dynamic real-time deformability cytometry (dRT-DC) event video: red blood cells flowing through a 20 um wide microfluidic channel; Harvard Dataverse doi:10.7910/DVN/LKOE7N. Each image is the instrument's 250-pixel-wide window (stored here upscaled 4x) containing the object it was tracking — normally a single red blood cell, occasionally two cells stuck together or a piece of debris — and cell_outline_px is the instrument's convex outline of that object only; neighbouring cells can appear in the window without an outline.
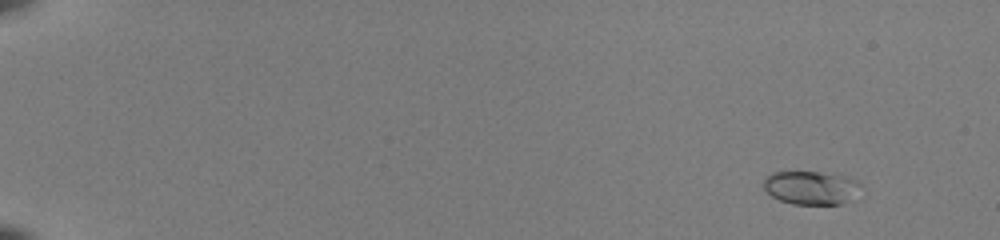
{"species": "common noctule bat (a hibernating species)", "species_latin": "Nyctalus noctula", "temperature_condition": "room temperature", "stored_images_in_passage": 50, "camera_frame_rate_fps": 3000, "um_per_image_px": 0.085, "animal": {"sex": "female", "body_mass_g": 22.0, "forearm_length_mm": 56.7}, "frame": {"image": 1, "passage_image": 1, "time_ms": 0.0, "image_size_px": [1000, 240], "cell_outline_px": [[860, 184], [848, 200], [840, 204], [792, 204], [780, 200], [772, 196], [764, 188], [764, 180], [772, 172], [820, 172], [844, 176], [856, 180]], "centroid_in_image_um": [68.87, 15.95], "position_along_channel_um": 16.1, "area_um2": 18.44}}
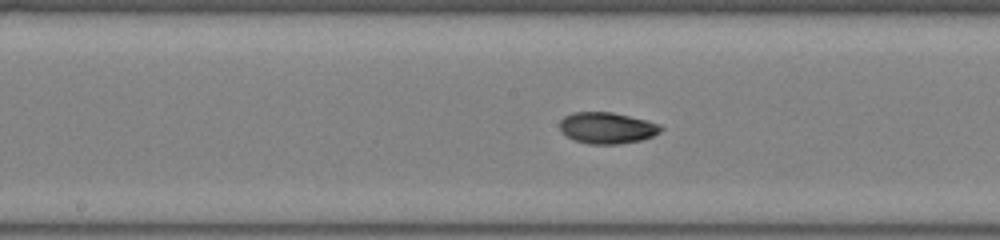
{"frame": {"image": 2, "passage_image": 27, "time_ms": 8.667, "image_size_px": [1000, 240], "cell_outline_px": [[664, 128], [660, 132], [652, 136], [640, 140], [620, 144], [588, 144], [576, 140], [560, 132], [560, 120], [564, 116], [572, 112], [612, 112], [660, 124]], "centroid_in_image_um": [51.58, 10.87], "position_along_channel_um": 196.6, "area_um2": 18.38}}
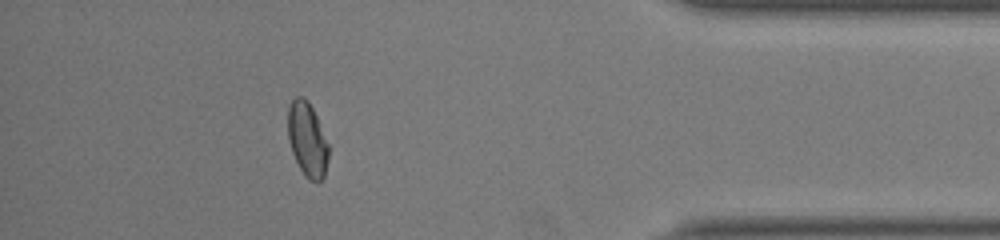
{"frame": {"image": 3, "passage_image": 45, "time_ms": 14.667, "image_size_px": [1000, 240], "cell_outline_px": [[328, 160], [324, 176], [320, 180], [308, 180], [300, 168], [292, 152], [288, 140], [288, 104], [296, 96], [304, 96], [308, 100], [316, 116], [328, 144]], "centroid_in_image_um": [26.1, 11.82], "position_along_channel_um": 409.1, "area_um2": 17.46}, "authors_computed_cell_mechanics": {"area_um2": 18.0914, "velocity_mm_per_s": 4.0205, "shape_relaxation_time_tau1_ms": 5.8719, "shape_relaxation_time_tau2_ms": 2.1741, "deformation_change_tau1": 0.1693, "deformation_change_tau2": 0.0565}}